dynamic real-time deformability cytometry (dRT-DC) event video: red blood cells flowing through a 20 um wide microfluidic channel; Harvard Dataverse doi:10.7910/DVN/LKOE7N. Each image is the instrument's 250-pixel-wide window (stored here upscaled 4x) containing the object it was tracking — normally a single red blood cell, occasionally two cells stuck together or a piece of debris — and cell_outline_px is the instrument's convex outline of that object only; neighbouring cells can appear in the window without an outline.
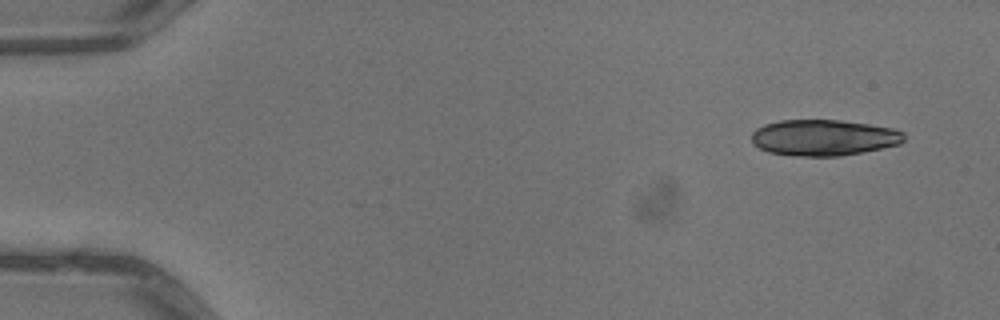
{"species": "common noctule bat (a hibernating species)", "species_latin": "Nyctalus noctula", "temperature_condition": "warm", "stored_images_in_passage": 4, "camera_frame_rate_fps": 3000, "um_per_image_px": 0.085, "animal": {"sex": "male", "body_mass_g": 13.3}, "frame": {"image": 1, "passage_image": 1, "time_ms": 0.0, "image_size_px": [1000, 320], "cell_outline_px": [[904, 140], [900, 144], [840, 156], [792, 156], [768, 152], [752, 144], [752, 132], [756, 128], [764, 124], [780, 120], [840, 120], [868, 124], [892, 128], [904, 132]], "centroid_in_image_um": [69.97, 11.7], "position_along_channel_um": 15.0, "area_um2": 32.08}}